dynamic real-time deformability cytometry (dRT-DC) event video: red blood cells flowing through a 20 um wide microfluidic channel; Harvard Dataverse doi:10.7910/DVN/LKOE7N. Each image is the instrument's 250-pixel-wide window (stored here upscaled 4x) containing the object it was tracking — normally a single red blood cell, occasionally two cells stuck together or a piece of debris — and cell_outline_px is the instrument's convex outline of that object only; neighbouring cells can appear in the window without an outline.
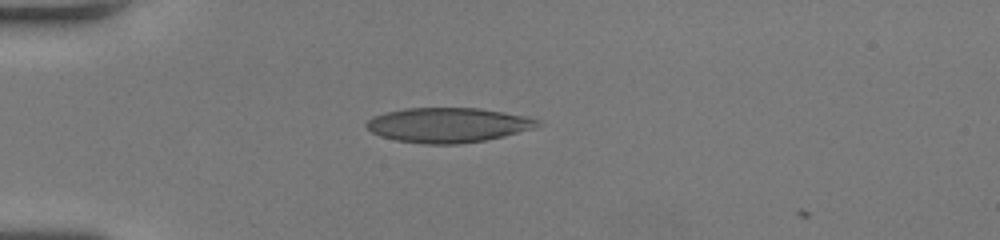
{"species": "human", "species_latin": "Homo sapiens", "temperature_condition": "room temperature", "stored_images_in_passage": 38, "camera_frame_rate_fps": 3000, "um_per_image_px": 0.085, "donor": {"sex": "female"}, "frame": {"image": 1, "passage_image": 1, "time_ms": 0.0, "image_size_px": [1000, 240], "cell_outline_px": [[544, 124], [536, 128], [504, 136], [484, 140], [460, 144], [424, 144], [396, 140], [380, 136], [372, 132], [364, 124], [372, 116], [384, 112], [404, 108], [480, 108], [528, 116], [540, 120]], "centroid_in_image_um": [38.11, 10.62], "position_along_channel_um": 46.9, "area_um2": 35.03}}
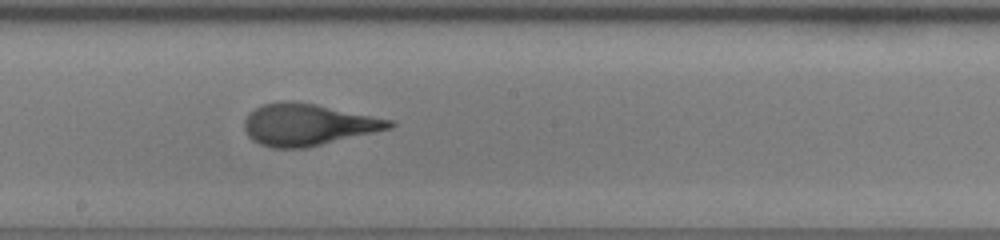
{"frame": {"image": 2, "passage_image": 16, "time_ms": 5.0, "image_size_px": [1000, 240], "cell_outline_px": [[396, 124], [392, 128], [308, 148], [272, 148], [260, 144], [252, 140], [248, 136], [244, 128], [244, 120], [248, 112], [260, 104], [284, 100], [316, 104], [396, 120]], "centroid_in_image_um": [26.17, 10.59], "position_along_channel_um": 222.0, "area_um2": 35.84}}
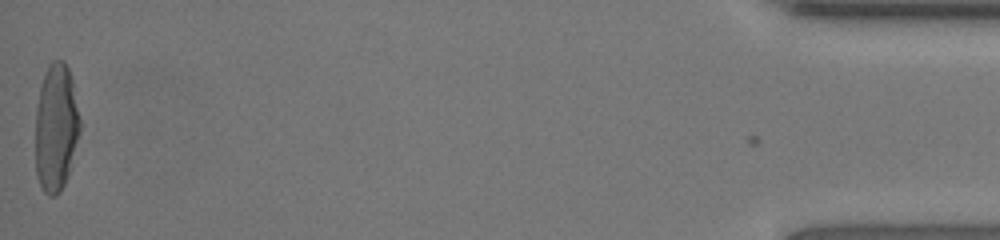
{"frame": {"image": 3, "passage_image": 38, "time_ms": 12.333, "image_size_px": [1000, 240], "cell_outline_px": [[80, 132], [68, 176], [60, 192], [56, 196], [48, 196], [44, 192], [36, 176], [36, 108], [40, 88], [44, 76], [52, 60], [64, 60], [72, 76], [80, 116]], "centroid_in_image_um": [4.78, 10.86], "position_along_channel_um": 430.4, "area_um2": 33.35}, "authors_computed_cell_mechanics": {"area_um2": 35.0268, "velocity_mm_per_s": 4.0863, "shape_relaxation_time_tau1_ms": 5.4127, "shape_relaxation_time_tau2_ms": 0.6204, "deformation_change_tau1": 0.248, "deformation_change_tau2": 0.0793}}